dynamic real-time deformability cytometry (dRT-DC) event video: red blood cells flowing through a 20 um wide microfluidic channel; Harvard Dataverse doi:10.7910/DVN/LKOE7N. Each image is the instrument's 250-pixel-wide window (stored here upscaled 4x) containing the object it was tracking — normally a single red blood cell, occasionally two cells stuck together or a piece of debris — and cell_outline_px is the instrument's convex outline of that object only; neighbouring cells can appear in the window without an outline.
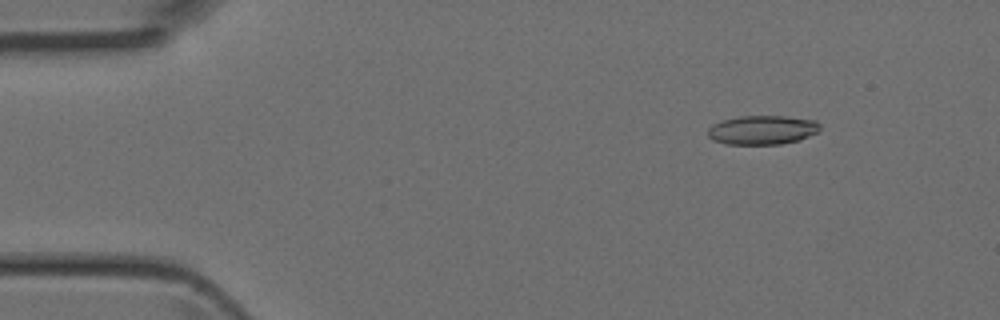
{"species": "Egyptian fruit bat (a non-hibernating species)", "species_latin": "Rousettus aegyptiacus", "temperature_condition": "room temperature", "stored_images_in_passage": 3, "camera_frame_rate_fps": 3000, "um_per_image_px": 0.085, "animal": {"sex": "female"}, "frame": {"image": 1, "passage_image": 2, "time_ms": 0.333, "image_size_px": [1000, 320], "cell_outline_px": [[820, 128], [816, 132], [800, 140], [780, 144], [724, 144], [712, 140], [708, 136], [708, 128], [712, 124], [724, 120], [740, 116], [784, 116], [816, 120], [820, 124]], "centroid_in_image_um": [64.78, 11.05], "position_along_channel_um": 20.2, "area_um2": 19.02}}